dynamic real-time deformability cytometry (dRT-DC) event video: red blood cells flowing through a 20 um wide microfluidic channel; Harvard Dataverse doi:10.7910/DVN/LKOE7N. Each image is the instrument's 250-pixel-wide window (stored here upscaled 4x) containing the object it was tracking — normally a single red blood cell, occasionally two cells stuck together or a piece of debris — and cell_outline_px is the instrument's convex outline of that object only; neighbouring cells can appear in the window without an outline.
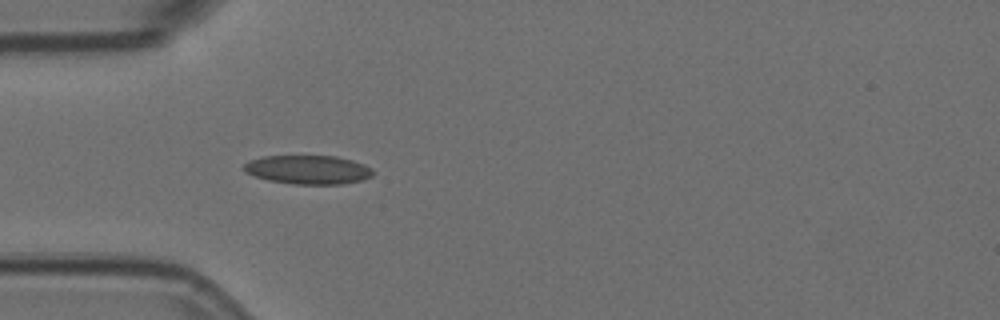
{"species": "Egyptian fruit bat (a non-hibernating species)", "species_latin": "Rousettus aegyptiacus", "temperature_condition": "room temperature", "stored_images_in_passage": 5, "camera_frame_rate_fps": 3000, "um_per_image_px": 0.085, "animal": {"sex": "female"}, "frame": {"image": 1, "passage_image": 5, "time_ms": 1.333, "image_size_px": [1000, 320], "cell_outline_px": [[372, 176], [364, 180], [340, 184], [292, 184], [268, 180], [244, 172], [244, 164], [248, 160], [264, 156], [336, 156], [352, 160], [364, 164], [372, 168]], "centroid_in_image_um": [26.19, 14.42], "position_along_channel_um": 58.8, "area_um2": 21.73}}